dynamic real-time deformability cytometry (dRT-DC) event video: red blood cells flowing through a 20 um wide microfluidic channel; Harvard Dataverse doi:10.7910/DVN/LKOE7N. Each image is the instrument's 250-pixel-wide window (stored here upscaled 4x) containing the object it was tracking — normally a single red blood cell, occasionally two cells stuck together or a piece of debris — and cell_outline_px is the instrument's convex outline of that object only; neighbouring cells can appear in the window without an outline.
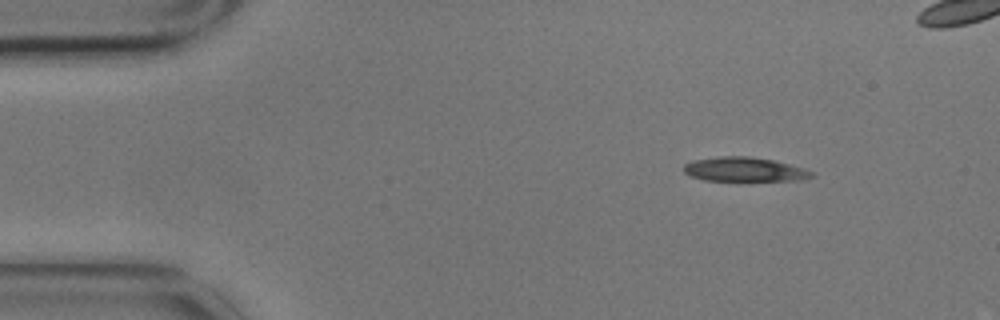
{"species": "common noctule bat (a hibernating species)", "species_latin": "Nyctalus noctula", "temperature_condition": "cold", "stored_images_in_passage": 4, "camera_frame_rate_fps": 3000, "um_per_image_px": 0.085, "animal": {"sex": "male", "body_mass_g": 17.9}, "frame": {"image": 1, "passage_image": 1, "time_ms": 0.0, "image_size_px": [1000, 320], "cell_outline_px": [[812, 176], [804, 180], [704, 180], [692, 176], [684, 172], [684, 164], [692, 160], [720, 156], [748, 156], [772, 160], [804, 168], [812, 172]], "centroid_in_image_um": [63.24, 14.39], "position_along_channel_um": 21.8, "area_um2": 17.8}}